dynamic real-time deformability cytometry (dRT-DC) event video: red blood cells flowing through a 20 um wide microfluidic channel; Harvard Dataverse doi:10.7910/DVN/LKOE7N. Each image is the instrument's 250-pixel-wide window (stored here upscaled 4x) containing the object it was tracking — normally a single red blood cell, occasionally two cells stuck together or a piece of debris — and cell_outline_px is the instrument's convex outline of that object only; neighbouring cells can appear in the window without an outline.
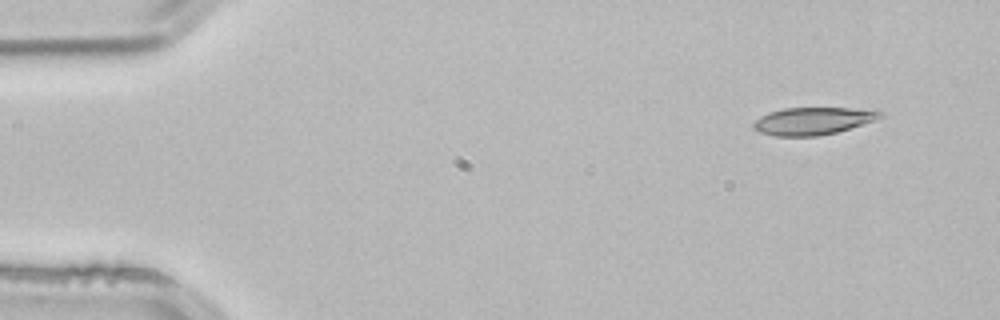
{"species": "common noctule bat (a hibernating species)", "species_latin": "Nyctalus noctula", "temperature_condition": "room temperature", "stored_images_in_passage": 4, "segment_of_instrument_passage": [1, 2], "camera_frame_rate_fps": 3000, "um_per_image_px": 0.085, "animal": {"sex": "male", "body_mass_g": 21.5, "forearm_length_mm": 52.0}, "frame": {"image": 1, "passage_image": 1, "time_ms": 0.0, "image_size_px": [1000, 320], "cell_outline_px": [[884, 116], [836, 132], [816, 136], [776, 136], [760, 132], [752, 128], [752, 124], [760, 116], [768, 112], [784, 108], [880, 108], [884, 112]], "centroid_in_image_um": [69.12, 10.26], "position_along_channel_um": 15.9, "area_um2": 20.35}}
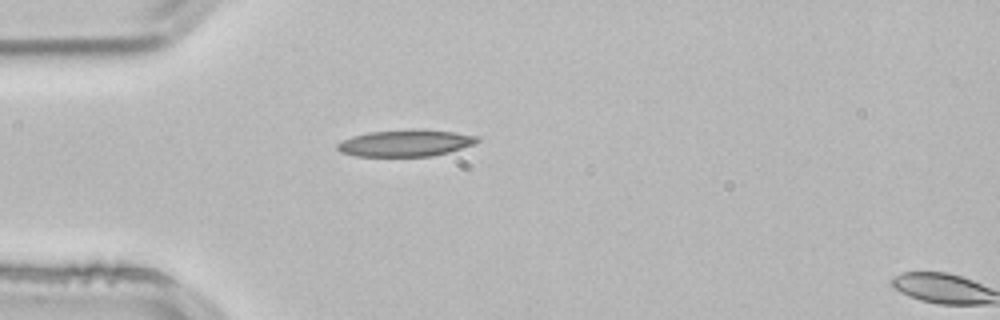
{"frame": {"image": 2, "passage_image": 3, "time_ms": 0.667, "image_size_px": [1000, 320], "cell_outline_px": [[480, 140], [476, 144], [448, 152], [432, 156], [356, 156], [340, 152], [336, 148], [336, 144], [352, 136], [368, 132], [412, 128], [424, 128], [480, 136]], "centroid_in_image_um": [34.5, 12.14], "position_along_channel_um": 50.5, "area_um2": 22.14}}